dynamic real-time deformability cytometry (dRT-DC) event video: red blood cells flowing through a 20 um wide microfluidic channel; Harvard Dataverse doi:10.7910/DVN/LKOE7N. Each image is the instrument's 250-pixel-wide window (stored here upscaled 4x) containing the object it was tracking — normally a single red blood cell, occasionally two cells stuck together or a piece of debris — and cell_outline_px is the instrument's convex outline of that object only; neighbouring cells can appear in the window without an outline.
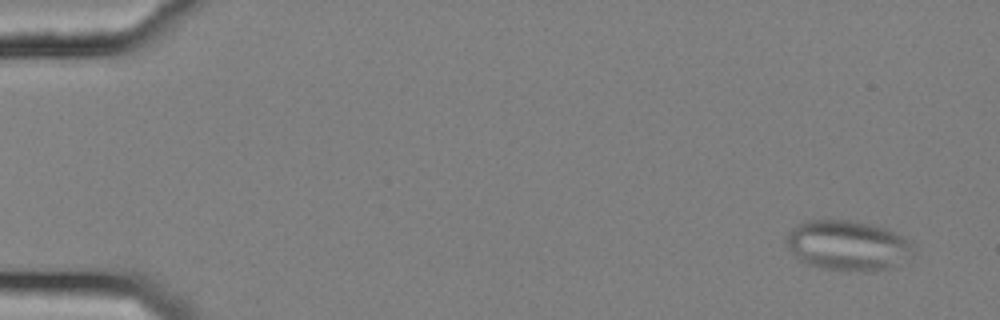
{"species": "common noctule bat (a hibernating species)", "species_latin": "Nyctalus noctula", "temperature_condition": "cold", "stored_images_in_passage": 56, "camera_frame_rate_fps": 3000, "um_per_image_px": 0.085, "animal": {"sex": "female", "body_mass_g": 25.1}, "frame": {"image": 1, "passage_image": 4, "time_ms": 1.0, "image_size_px": [1000, 320], "cell_outline_px": [[916, 244], [912, 248], [888, 268], [872, 272], [820, 268], [808, 264], [800, 260], [788, 248], [784, 236], [796, 224], [808, 220], [852, 220], [872, 224], [884, 228]], "centroid_in_image_um": [71.93, 20.84], "position_along_channel_um": 13.1, "area_um2": 36.36}}
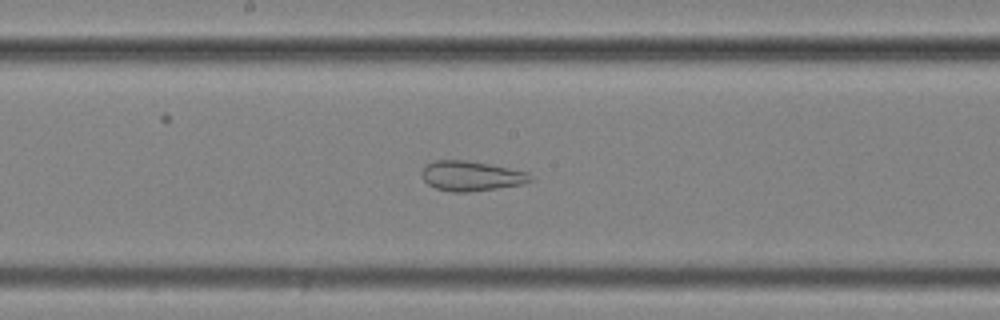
{"frame": {"image": 2, "passage_image": 31, "time_ms": 10.0, "image_size_px": [1000, 320], "cell_outline_px": [[532, 180], [524, 184], [468, 192], [452, 192], [436, 188], [428, 184], [420, 176], [420, 172], [424, 164], [432, 160], [464, 160], [488, 164], [528, 172], [532, 176]], "centroid_in_image_um": [39.99, 14.95], "position_along_channel_um": 208.2, "area_um2": 19.02}}
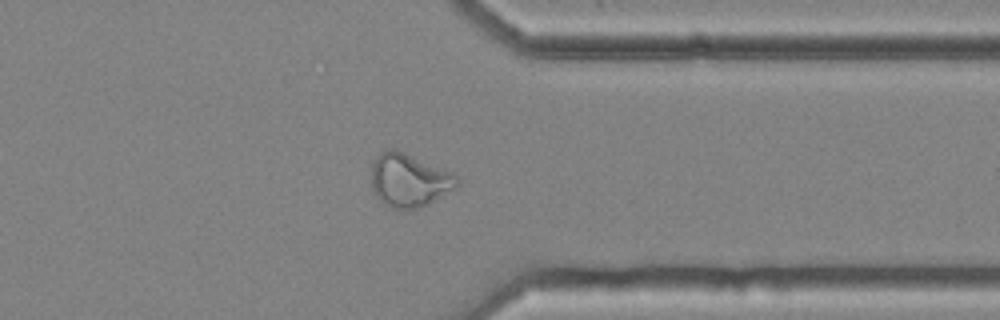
{"frame": {"image": 3, "passage_image": 45, "time_ms": 14.667, "image_size_px": [1000, 320], "cell_outline_px": [[460, 184], [456, 188], [428, 204], [420, 208], [392, 208], [384, 204], [376, 196], [372, 188], [372, 160], [380, 152], [388, 148], [396, 148], [452, 172], [460, 180]], "centroid_in_image_um": [34.77, 15.29], "position_along_channel_um": 376.6, "area_um2": 26.88}, "authors_computed_cell_mechanics": {"area_um2": 28.2642, "velocity_mm_per_s": 3.6623, "shape_relaxation_time_tau1_ms": null, "shape_relaxation_time_tau2_ms": 1.8298, "deformation_change_tau1": null, "deformation_change_tau2": 0.0882}}